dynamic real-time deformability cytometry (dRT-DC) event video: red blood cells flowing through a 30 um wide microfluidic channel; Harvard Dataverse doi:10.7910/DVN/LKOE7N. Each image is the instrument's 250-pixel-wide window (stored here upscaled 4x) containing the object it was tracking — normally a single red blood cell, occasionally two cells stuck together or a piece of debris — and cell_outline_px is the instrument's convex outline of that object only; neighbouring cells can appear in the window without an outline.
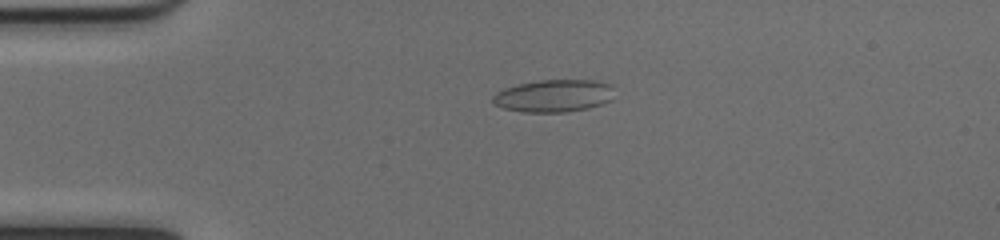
{"species": "common noctule bat (a hibernating species)", "species_latin": "Nyctalus noctula", "temperature_condition": "cold", "stored_images_in_passage": 52, "camera_frame_rate_fps": 3000, "um_per_image_px": 0.085, "animal": {"sex": "female", "body_mass_g": 17.0, "forearm_length_mm": 48.0}, "frame": {"image": 1, "passage_image": 12, "time_ms": 3.667, "image_size_px": [1000, 240], "cell_outline_px": [[612, 100], [588, 108], [564, 112], [524, 112], [504, 108], [496, 104], [492, 100], [492, 96], [496, 92], [504, 88], [520, 84], [540, 80], [596, 80], [608, 84], [612, 88]], "centroid_in_image_um": [47.06, 8.14], "position_along_channel_um": 37.9, "area_um2": 22.77}}
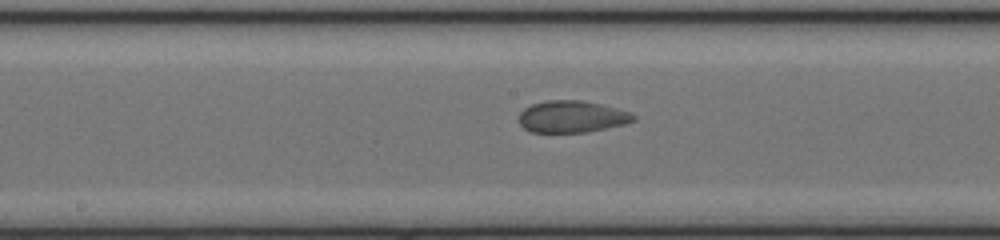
{"frame": {"image": 2, "passage_image": 27, "time_ms": 8.667, "image_size_px": [1000, 240], "cell_outline_px": [[636, 120], [624, 124], [584, 132], [532, 132], [524, 128], [520, 124], [520, 112], [524, 108], [532, 104], [548, 100], [580, 100], [600, 104], [616, 108], [628, 112], [636, 116]], "centroid_in_image_um": [48.59, 9.91], "position_along_channel_um": 199.6, "area_um2": 20.98}}
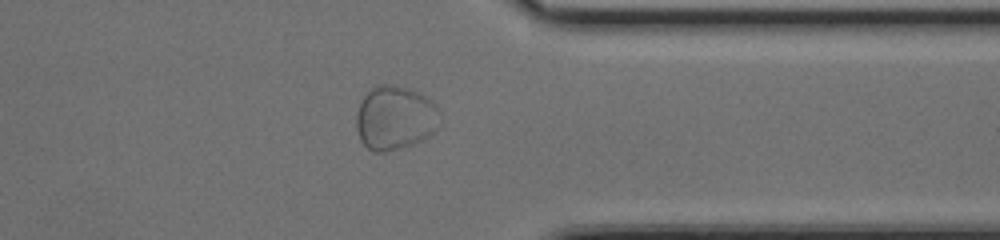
{"frame": {"image": 3, "passage_image": 41, "time_ms": 13.333, "image_size_px": [1000, 240], "cell_outline_px": [[440, 112], [436, 132], [424, 140], [400, 148], [384, 152], [372, 152], [360, 140], [356, 128], [356, 112], [360, 100], [376, 84], [392, 84], [408, 88], [432, 100], [436, 104]], "centroid_in_image_um": [33.57, 10.02], "position_along_channel_um": 377.8, "area_um2": 31.62}}